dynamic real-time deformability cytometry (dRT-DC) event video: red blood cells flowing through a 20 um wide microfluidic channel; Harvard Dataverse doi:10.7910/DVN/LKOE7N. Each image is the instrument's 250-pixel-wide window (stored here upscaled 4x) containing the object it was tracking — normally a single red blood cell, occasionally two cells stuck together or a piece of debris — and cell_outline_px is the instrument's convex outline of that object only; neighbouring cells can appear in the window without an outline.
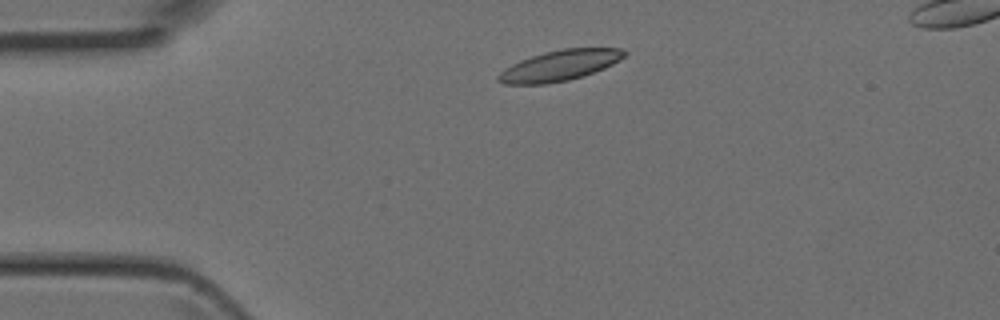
{"species": "Egyptian fruit bat (a non-hibernating species)", "species_latin": "Rousettus aegyptiacus", "temperature_condition": "room temperature", "stored_images_in_passage": 4, "camera_frame_rate_fps": 3000, "um_per_image_px": 0.085, "animal": {"sex": "female"}, "frame": {"image": 1, "passage_image": 2, "time_ms": 0.333, "image_size_px": [1000, 320], "cell_outline_px": [[628, 52], [620, 60], [604, 68], [584, 76], [568, 80], [548, 84], [504, 84], [496, 80], [496, 76], [504, 68], [520, 60], [544, 52], [564, 48], [624, 48]], "centroid_in_image_um": [47.57, 5.57], "position_along_channel_um": 37.4, "area_um2": 22.6}}